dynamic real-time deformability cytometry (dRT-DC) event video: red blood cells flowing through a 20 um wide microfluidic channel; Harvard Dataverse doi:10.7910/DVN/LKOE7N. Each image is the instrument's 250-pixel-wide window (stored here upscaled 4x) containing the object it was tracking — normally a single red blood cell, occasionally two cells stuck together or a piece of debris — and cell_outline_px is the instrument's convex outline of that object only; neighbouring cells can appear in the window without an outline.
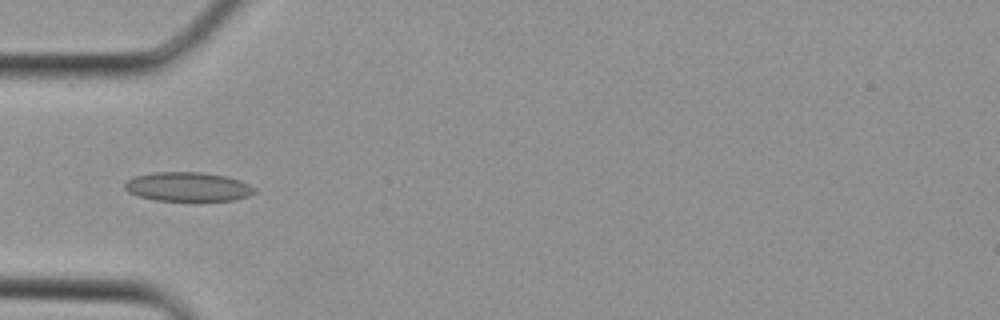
{"species": "Egyptian fruit bat (a non-hibernating species)", "species_latin": "Rousettus aegyptiacus", "temperature_condition": "cold", "stored_images_in_passage": 24, "camera_frame_rate_fps": 3000, "um_per_image_px": 0.085, "animal": {"sex": "female"}, "frame": {"image": 1, "passage_image": 1, "time_ms": 0.0, "image_size_px": [1000, 320], "cell_outline_px": [[256, 192], [248, 196], [236, 200], [156, 200], [136, 196], [128, 192], [124, 188], [124, 184], [128, 180], [136, 176], [152, 172], [204, 172], [224, 176], [240, 180], [256, 188]], "centroid_in_image_um": [15.97, 15.87], "position_along_channel_um": 69.0, "area_um2": 22.02}}
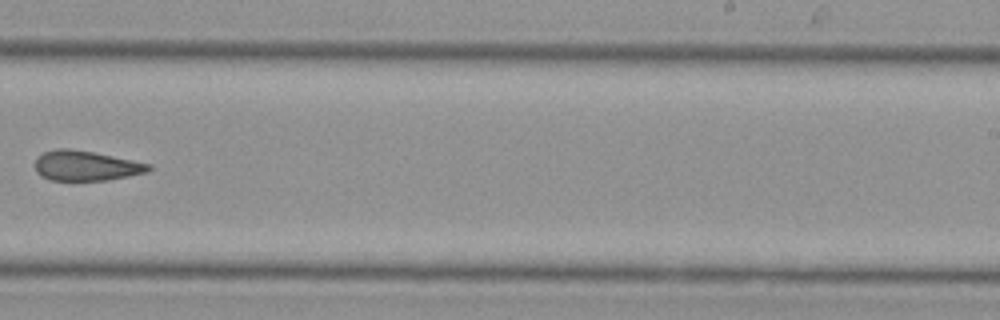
{"frame": {"image": 2, "passage_image": 12, "time_ms": 3.667, "image_size_px": [1000, 320], "cell_outline_px": [[152, 168], [148, 172], [108, 180], [48, 180], [40, 176], [36, 172], [36, 160], [44, 152], [56, 148], [68, 148], [92, 152], [152, 164]], "centroid_in_image_um": [7.31, 14.09], "position_along_channel_um": 281.7, "area_um2": 19.77}}
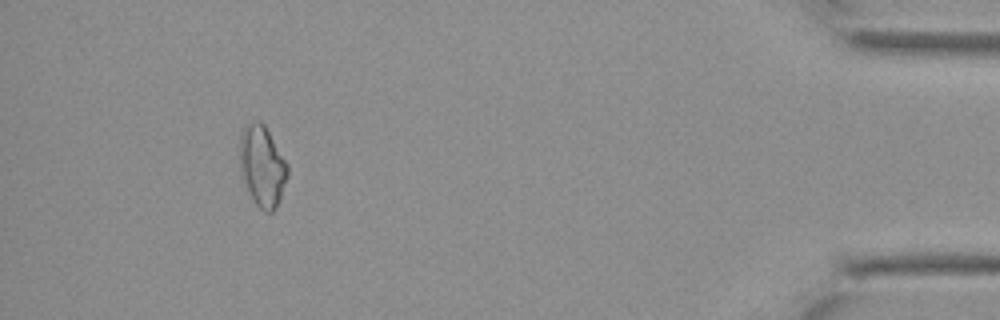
{"frame": {"image": 3, "passage_image": 22, "time_ms": 7.0, "image_size_px": [1000, 320], "cell_outline_px": [[288, 176], [280, 200], [276, 208], [272, 212], [264, 212], [256, 204], [248, 192], [240, 176], [240, 136], [244, 128], [248, 124], [260, 120], [264, 124], [288, 164]], "centroid_in_image_um": [22.29, 14.15], "position_along_channel_um": 412.9, "area_um2": 22.66}}